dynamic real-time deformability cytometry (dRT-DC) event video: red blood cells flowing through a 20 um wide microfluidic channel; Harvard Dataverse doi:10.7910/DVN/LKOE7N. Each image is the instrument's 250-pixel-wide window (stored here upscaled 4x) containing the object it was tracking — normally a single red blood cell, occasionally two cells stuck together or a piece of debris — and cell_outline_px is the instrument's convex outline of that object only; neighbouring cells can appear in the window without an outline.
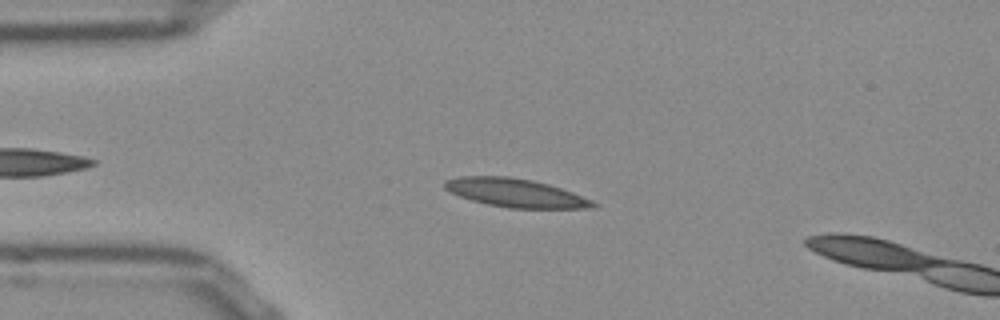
{"species": "Egyptian fruit bat (a non-hibernating species)", "species_latin": "Rousettus aegyptiacus", "temperature_condition": "room temperature", "stored_images_in_passage": 11, "camera_frame_rate_fps": 3000, "um_per_image_px": 0.085, "frame": {"image": 1, "passage_image": 7, "time_ms": 2.0, "image_size_px": [1000, 320], "cell_outline_px": [[600, 204], [596, 208], [508, 208], [488, 204], [472, 200], [448, 192], [444, 188], [444, 180], [460, 176], [508, 176], [532, 180], [548, 184], [572, 192], [592, 200]], "centroid_in_image_um": [43.82, 16.39], "position_along_channel_um": 41.2, "area_um2": 24.68}}